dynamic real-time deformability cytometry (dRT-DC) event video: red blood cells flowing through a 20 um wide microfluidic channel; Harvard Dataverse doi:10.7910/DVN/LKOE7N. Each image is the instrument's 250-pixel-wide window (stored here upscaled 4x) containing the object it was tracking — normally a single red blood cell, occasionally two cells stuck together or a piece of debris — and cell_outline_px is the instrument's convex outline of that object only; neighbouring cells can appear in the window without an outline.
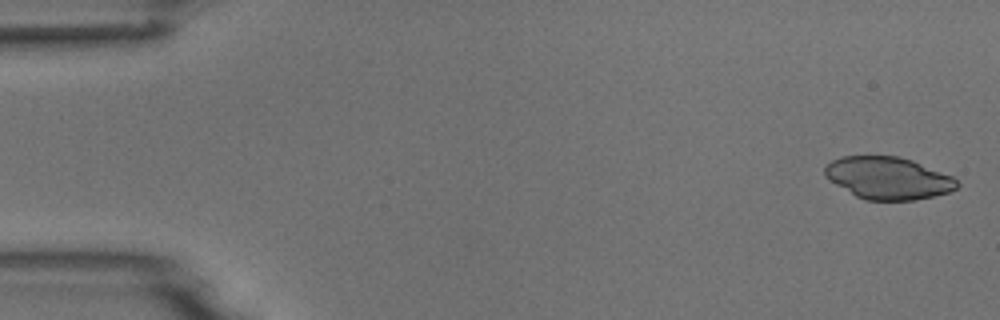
{"species": "common noctule bat (a hibernating species)", "species_latin": "Nyctalus noctula", "temperature_condition": "room temperature", "stored_images_in_passage": 5, "camera_frame_rate_fps": 3000, "um_per_image_px": 0.085, "animal": {"sex": "male", "body_mass_g": 18.8}, "frame": {"image": 1, "passage_image": 1, "time_ms": 0.0, "image_size_px": [1000, 320], "cell_outline_px": [[960, 184], [956, 188], [948, 192], [916, 200], [864, 200], [856, 196], [828, 180], [824, 176], [824, 168], [832, 160], [840, 156], [900, 156], [912, 160], [952, 176]], "centroid_in_image_um": [75.46, 15.13], "position_along_channel_um": 9.5, "area_um2": 32.54}}